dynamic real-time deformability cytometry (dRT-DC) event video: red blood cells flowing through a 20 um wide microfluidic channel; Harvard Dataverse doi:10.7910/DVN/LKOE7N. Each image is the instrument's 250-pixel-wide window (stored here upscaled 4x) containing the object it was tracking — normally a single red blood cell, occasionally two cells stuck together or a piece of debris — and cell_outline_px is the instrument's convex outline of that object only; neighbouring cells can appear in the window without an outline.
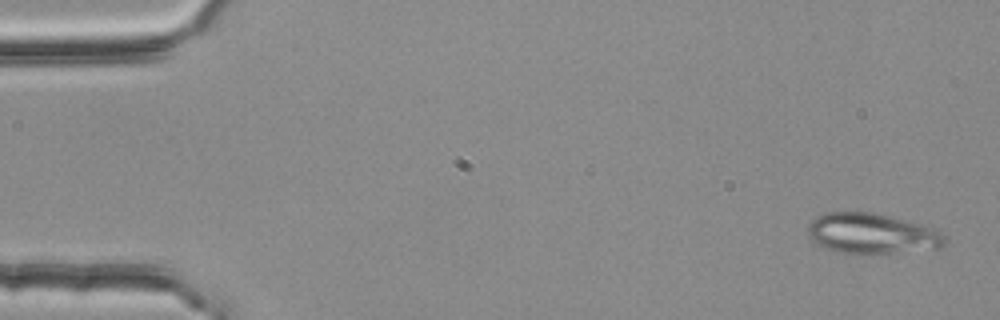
{"species": "common noctule bat (a hibernating species)", "species_latin": "Nyctalus noctula", "temperature_condition": "room temperature", "stored_images_in_passage": 3, "camera_frame_rate_fps": 3000, "um_per_image_px": 0.085, "animal": {"sex": "female", "body_mass_g": 25.1}, "frame": {"image": 1, "passage_image": 1, "time_ms": 0.0, "image_size_px": [1000, 320], "cell_outline_px": [[948, 244], [940, 248], [892, 252], [836, 252], [824, 248], [812, 240], [808, 236], [808, 224], [816, 216], [824, 212], [872, 212], [920, 224], [940, 232], [948, 240]], "centroid_in_image_um": [74.08, 19.83], "position_along_channel_um": 10.9, "area_um2": 31.79}}